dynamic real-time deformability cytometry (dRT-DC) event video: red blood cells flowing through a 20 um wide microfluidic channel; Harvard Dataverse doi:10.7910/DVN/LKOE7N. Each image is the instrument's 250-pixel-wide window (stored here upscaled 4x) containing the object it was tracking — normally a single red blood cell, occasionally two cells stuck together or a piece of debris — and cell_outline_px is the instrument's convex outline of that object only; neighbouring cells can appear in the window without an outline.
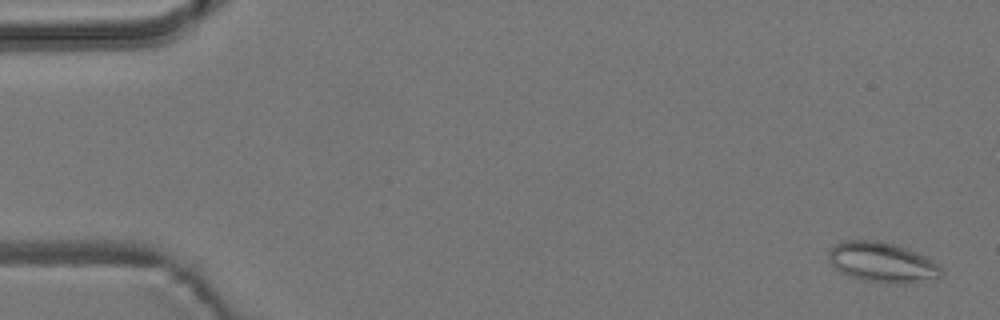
{"species": "common noctule bat (a hibernating species)", "species_latin": "Nyctalus noctula", "temperature_condition": "room temperature", "stored_images_in_passage": 4, "camera_frame_rate_fps": 3000, "um_per_image_px": 0.085, "animal": {"sex": "male", "body_mass_g": 19.2, "forearm_length_mm": 51.8}, "frame": {"image": 1, "passage_image": 1, "time_ms": 0.0, "image_size_px": [1000, 320], "cell_outline_px": [[944, 272], [940, 276], [904, 284], [896, 284], [864, 280], [848, 276], [840, 272], [832, 264], [828, 256], [828, 248], [840, 240], [876, 240], [908, 248], [932, 260]], "centroid_in_image_um": [74.92, 22.28], "position_along_channel_um": 10.1, "area_um2": 26.24}}